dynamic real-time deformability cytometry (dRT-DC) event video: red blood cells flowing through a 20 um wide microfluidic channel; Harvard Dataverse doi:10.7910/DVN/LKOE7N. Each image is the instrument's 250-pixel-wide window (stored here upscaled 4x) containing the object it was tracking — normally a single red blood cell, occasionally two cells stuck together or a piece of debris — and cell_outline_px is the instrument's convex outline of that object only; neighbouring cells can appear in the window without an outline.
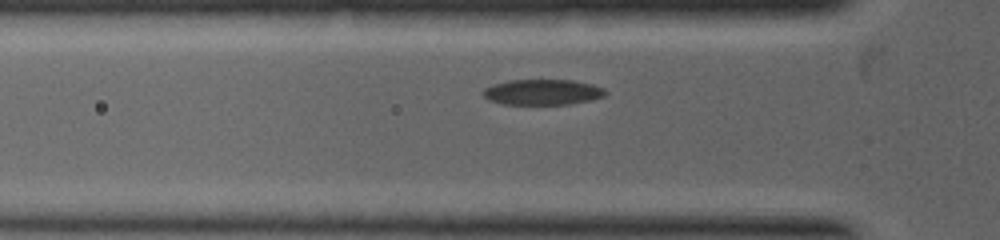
{"species": "common noctule bat (a hibernating species)", "species_latin": "Nyctalus noctula", "temperature_condition": "warm", "stored_images_in_passage": 3, "camera_frame_rate_fps": 5000, "um_per_image_px": 0.085, "animal": {"sex": "female", "body_mass_g": 19.0, "forearm_length_mm": 53.3}, "frame": {"image": 1, "passage_image": 3, "time_ms": 2.4, "image_size_px": [1000, 240], "cell_outline_px": [[608, 92], [604, 96], [592, 100], [572, 104], [500, 104], [488, 100], [480, 92], [484, 88], [492, 84], [508, 80], [572, 80], [592, 84], [604, 88]], "centroid_in_image_um": [46.1, 7.83], "position_along_channel_um": 79.7, "area_um2": 18.5}}